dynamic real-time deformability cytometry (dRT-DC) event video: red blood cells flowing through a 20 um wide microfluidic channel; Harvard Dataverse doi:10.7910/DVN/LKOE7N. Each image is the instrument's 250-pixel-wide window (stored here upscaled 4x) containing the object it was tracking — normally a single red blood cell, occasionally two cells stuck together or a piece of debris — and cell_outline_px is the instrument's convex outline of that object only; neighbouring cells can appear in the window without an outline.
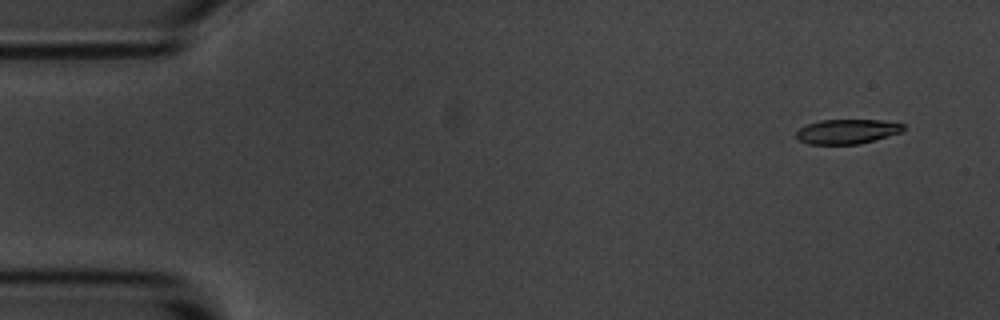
{"species": "common noctule bat (a hibernating species)", "species_latin": "Nyctalus noctula", "temperature_condition": "room temperature", "stored_images_in_passage": 10, "camera_frame_rate_fps": 3000, "um_per_image_px": 0.085, "animal": {"sex": "male", "body_mass_g": 20.1, "forearm_length_mm": 53.5}, "frame": {"image": 1, "passage_image": 1, "time_ms": 0.0, "image_size_px": [1000, 320], "cell_outline_px": [[904, 128], [900, 132], [860, 144], [808, 144], [800, 140], [796, 136], [796, 132], [800, 128], [808, 124], [820, 120], [880, 120], [904, 124]], "centroid_in_image_um": [71.98, 11.18], "position_along_channel_um": 13.0, "area_um2": 15.14}}
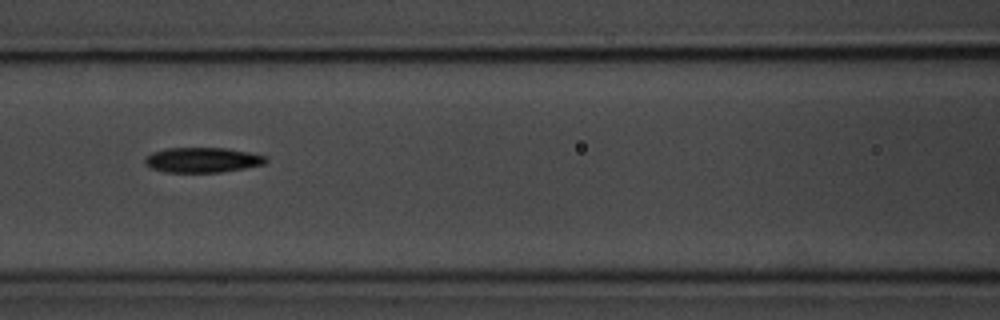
{"frame": {"image": 2, "passage_image": 7, "time_ms": 6.667, "image_size_px": [1000, 320], "cell_outline_px": [[268, 160], [264, 164], [244, 168], [220, 172], [164, 172], [148, 168], [144, 164], [144, 160], [152, 152], [168, 148], [228, 148], [268, 156]], "centroid_in_image_um": [17.2, 13.6], "position_along_channel_um": 149.4, "area_um2": 17.74}}
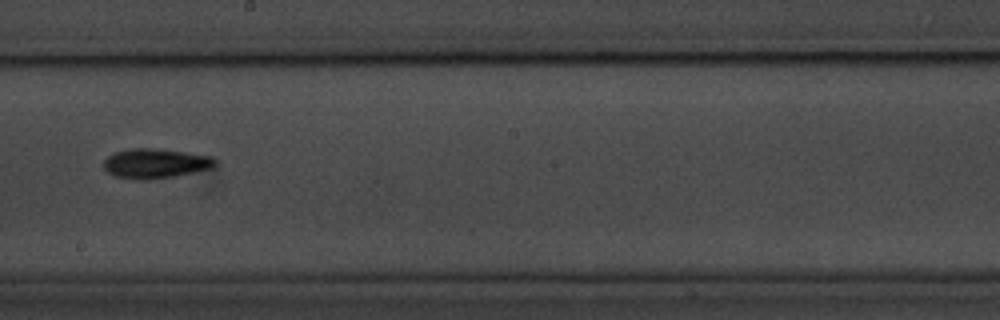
{"frame": {"image": 3, "passage_image": 9, "time_ms": 9.0, "image_size_px": [1000, 320], "cell_outline_px": [[216, 164], [212, 168], [196, 172], [176, 176], [148, 180], [132, 180], [112, 176], [104, 168], [104, 160], [108, 156], [116, 152], [132, 148], [152, 148], [184, 152], [212, 156], [216, 160]], "centroid_in_image_um": [13.2, 13.91], "position_along_channel_um": 235.0, "area_um2": 19.48}}